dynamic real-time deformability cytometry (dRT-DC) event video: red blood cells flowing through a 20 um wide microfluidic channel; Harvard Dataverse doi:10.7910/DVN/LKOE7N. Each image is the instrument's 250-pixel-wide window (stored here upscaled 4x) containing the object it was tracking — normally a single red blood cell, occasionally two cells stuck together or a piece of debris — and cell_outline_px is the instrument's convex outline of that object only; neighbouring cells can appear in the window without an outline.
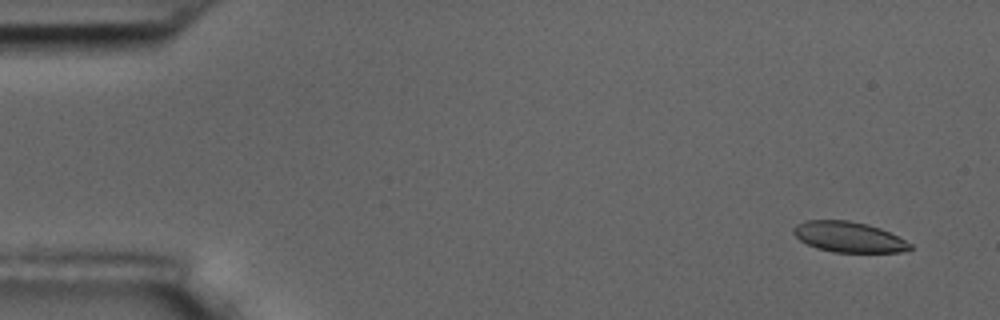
{"species": "common noctule bat (a hibernating species)", "species_latin": "Nyctalus noctula", "temperature_condition": "room temperature", "stored_images_in_passage": 6, "camera_frame_rate_fps": 3000, "um_per_image_px": 0.085, "animal": {"sex": "male", "body_mass_g": 17.5, "forearm_length_mm": 52.3}, "frame": {"image": 1, "passage_image": 1, "time_ms": 0.0, "image_size_px": [1000, 320], "cell_outline_px": [[912, 248], [900, 252], [832, 252], [816, 248], [800, 240], [792, 232], [792, 228], [796, 224], [804, 220], [848, 220], [868, 224], [880, 228], [912, 244]], "centroid_in_image_um": [72.09, 20.13], "position_along_channel_um": 12.9, "area_um2": 20.69}}
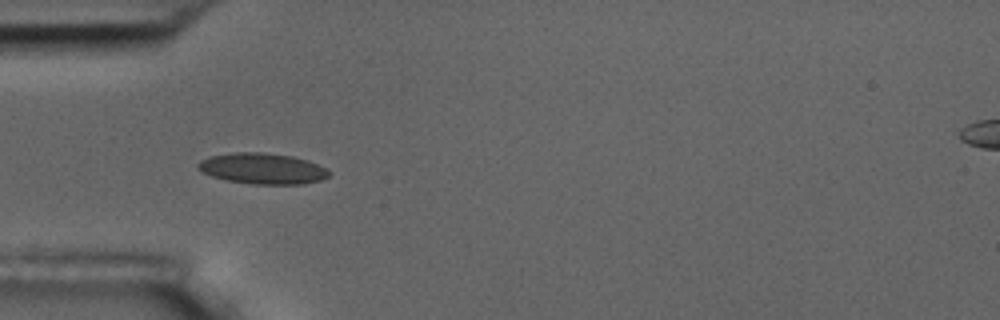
{"frame": {"image": 2, "passage_image": 5, "time_ms": 4.667, "image_size_px": [1000, 320], "cell_outline_px": [[332, 172], [328, 176], [320, 180], [304, 184], [252, 184], [228, 180], [212, 176], [196, 168], [196, 164], [200, 160], [208, 156], [236, 152], [260, 152], [292, 156], [308, 160]], "centroid_in_image_um": [22.29, 14.32], "position_along_channel_um": 62.7, "area_um2": 23.52}}